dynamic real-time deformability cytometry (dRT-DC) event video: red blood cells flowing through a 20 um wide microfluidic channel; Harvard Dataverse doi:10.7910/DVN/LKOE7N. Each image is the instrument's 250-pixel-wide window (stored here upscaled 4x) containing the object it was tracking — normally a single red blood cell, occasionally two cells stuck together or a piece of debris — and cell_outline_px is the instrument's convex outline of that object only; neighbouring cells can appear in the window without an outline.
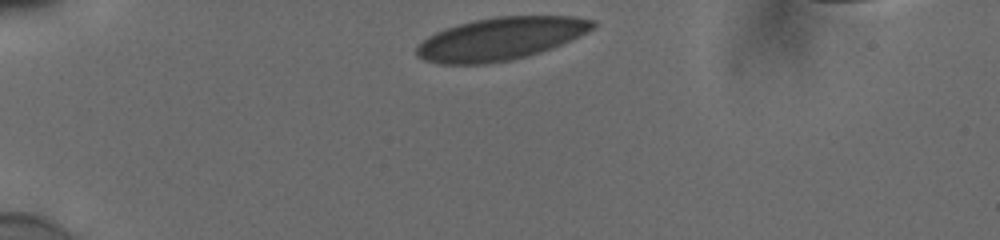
{"species": "human", "species_latin": "Homo sapiens", "temperature_condition": "cold", "stored_images_in_passage": 33, "camera_frame_rate_fps": 3000, "um_per_image_px": 0.085, "donor": {"sex": "male"}, "frame": {"image": 1, "passage_image": 1, "time_ms": 0.0, "image_size_px": [1000, 240], "cell_outline_px": [[596, 24], [592, 28], [552, 48], [540, 52], [508, 60], [484, 64], [440, 64], [424, 60], [416, 52], [416, 44], [428, 36], [436, 32], [460, 24], [476, 20], [496, 16], [572, 16], [596, 20]], "centroid_in_image_um": [42.5, 3.29], "position_along_channel_um": 42.5, "area_um2": 43.18}}
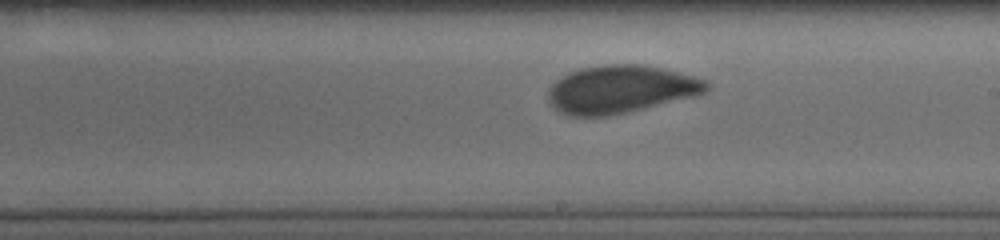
{"frame": {"image": 2, "passage_image": 20, "time_ms": 6.333, "image_size_px": [1000, 240], "cell_outline_px": [[712, 84], [704, 92], [692, 96], [628, 112], [608, 116], [568, 116], [560, 112], [548, 100], [548, 92], [552, 84], [556, 80], [580, 68], [604, 64], [640, 64], [660, 68], [708, 80]], "centroid_in_image_um": [52.74, 7.59], "position_along_channel_um": 236.3, "area_um2": 43.7}}
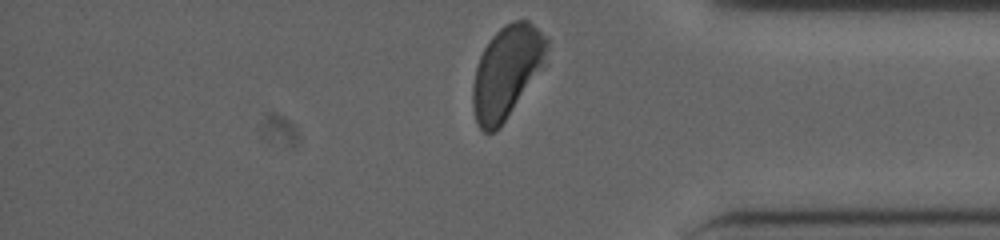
{"frame": {"image": 3, "passage_image": 33, "time_ms": 10.667, "image_size_px": [1000, 240], "cell_outline_px": [[548, 64], [500, 128], [492, 132], [484, 132], [476, 124], [472, 108], [472, 84], [476, 68], [480, 56], [484, 48], [492, 36], [504, 24], [512, 20], [528, 20], [548, 36]], "centroid_in_image_um": [43.12, 6.12], "position_along_channel_um": 392.1, "area_um2": 41.04}, "authors_computed_cell_mechanics": {"area_um2": 43.6968, "velocity_mm_per_s": 3.836, "shape_relaxation_time_tau1_ms": 6.5894, "shape_relaxation_time_tau2_ms": null, "deformation_change_tau1": 0.1373, "deformation_change_tau2": null}}